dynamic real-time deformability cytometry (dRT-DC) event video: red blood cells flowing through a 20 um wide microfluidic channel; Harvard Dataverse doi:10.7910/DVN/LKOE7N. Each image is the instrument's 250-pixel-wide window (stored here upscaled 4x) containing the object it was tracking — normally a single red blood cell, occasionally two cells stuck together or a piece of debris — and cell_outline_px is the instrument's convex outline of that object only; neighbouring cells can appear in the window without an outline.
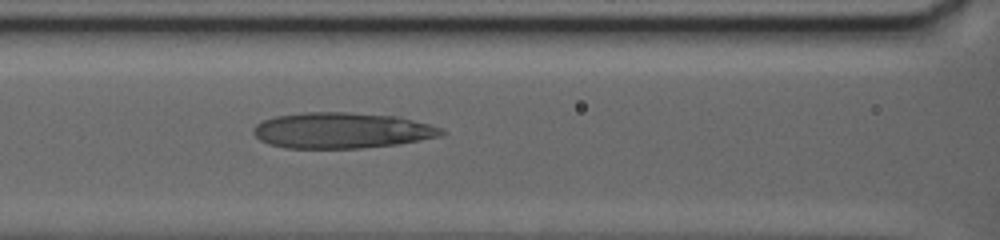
{"species": "human", "species_latin": "Homo sapiens", "temperature_condition": "warm", "stored_images_in_passage": 6, "camera_frame_rate_fps": 3000, "um_per_image_px": 0.085, "donor": {"sex": "female"}, "frame": {"image": 1, "passage_image": 6, "time_ms": 4.333, "image_size_px": [1000, 240], "cell_outline_px": [[448, 132], [440, 136], [396, 144], [360, 148], [284, 148], [268, 144], [260, 140], [252, 132], [252, 128], [256, 124], [264, 120], [276, 116], [300, 112], [352, 112], [400, 116], [432, 124], [444, 128]], "centroid_in_image_um": [29.08, 11.07], "position_along_channel_um": 137.5, "area_um2": 39.71}}